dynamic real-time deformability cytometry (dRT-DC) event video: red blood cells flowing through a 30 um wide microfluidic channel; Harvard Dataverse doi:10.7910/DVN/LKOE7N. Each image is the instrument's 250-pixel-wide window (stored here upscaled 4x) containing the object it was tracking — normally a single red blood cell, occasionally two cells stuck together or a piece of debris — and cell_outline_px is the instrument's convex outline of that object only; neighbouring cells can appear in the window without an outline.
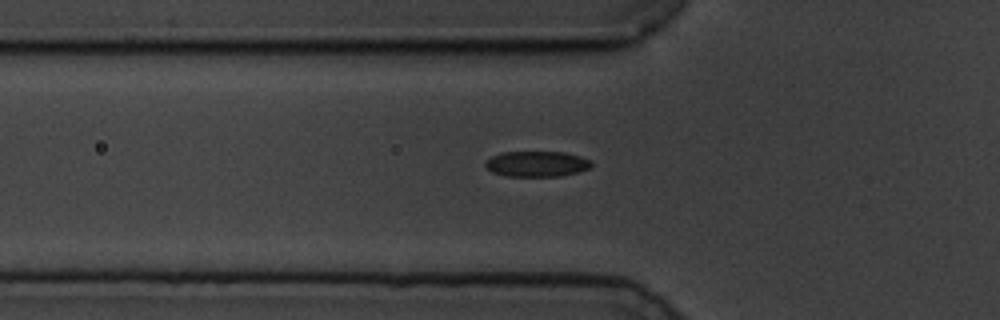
{"species": "common noctule bat (a hibernating species)", "species_latin": "Nyctalus noctula", "temperature_condition": "cold", "stored_images_in_passage": 41, "camera_frame_rate_fps": 3000, "um_per_image_px": 0.085, "animal": {"sex": "male", "body_mass_g": 19.5, "forearm_length_mm": 54.6}, "frame": {"image": 1, "passage_image": 6, "time_ms": 1.667, "image_size_px": [1000, 320], "cell_outline_px": [[592, 164], [588, 168], [580, 172], [560, 176], [504, 176], [492, 172], [484, 164], [492, 156], [504, 152], [564, 152], [580, 156], [592, 160]], "centroid_in_image_um": [45.66, 13.93], "position_along_channel_um": 80.1, "area_um2": 15.78}}
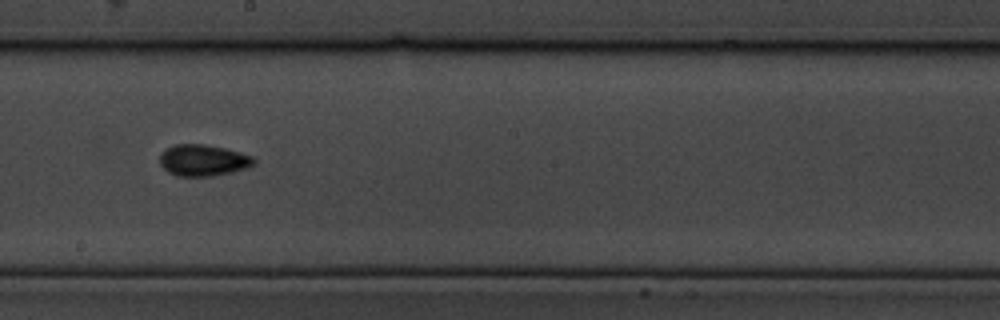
{"frame": {"image": 2, "passage_image": 19, "time_ms": 6.0, "image_size_px": [1000, 320], "cell_outline_px": [[256, 164], [248, 168], [232, 172], [212, 176], [176, 176], [168, 172], [160, 164], [160, 156], [172, 144], [204, 144], [224, 148], [240, 152], [252, 156], [256, 160]], "centroid_in_image_um": [17.3, 13.63], "position_along_channel_um": 230.9, "area_um2": 17.28}}
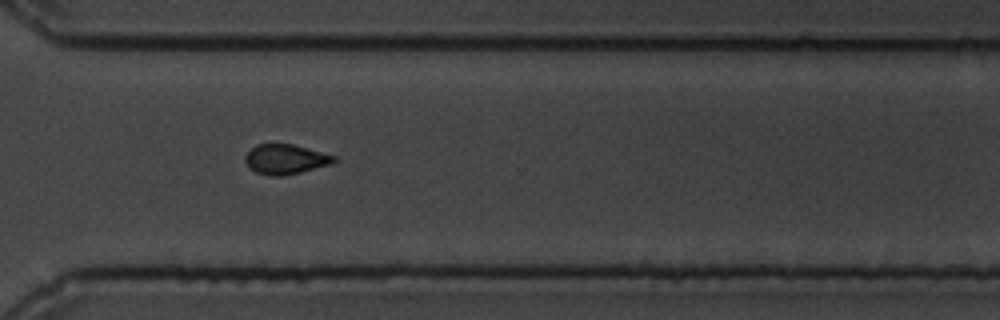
{"frame": {"image": 3, "passage_image": 29, "time_ms": 9.333, "image_size_px": [1000, 320], "cell_outline_px": [[336, 160], [332, 164], [284, 176], [268, 176], [256, 172], [248, 168], [244, 160], [244, 156], [256, 144], [292, 144], [336, 156]], "centroid_in_image_um": [24.23, 13.55], "position_along_channel_um": 346.4, "area_um2": 15.49}, "authors_computed_cell_mechanics": {"area_um2": 15.7216, "velocity_mm_per_s": 3.4675, "shape_relaxation_time_tau1_ms": 2.3734, "shape_relaxation_time_tau2_ms": 2.2691, "deformation_change_tau1": 0.0915, "deformation_change_tau2": 0.0825}}